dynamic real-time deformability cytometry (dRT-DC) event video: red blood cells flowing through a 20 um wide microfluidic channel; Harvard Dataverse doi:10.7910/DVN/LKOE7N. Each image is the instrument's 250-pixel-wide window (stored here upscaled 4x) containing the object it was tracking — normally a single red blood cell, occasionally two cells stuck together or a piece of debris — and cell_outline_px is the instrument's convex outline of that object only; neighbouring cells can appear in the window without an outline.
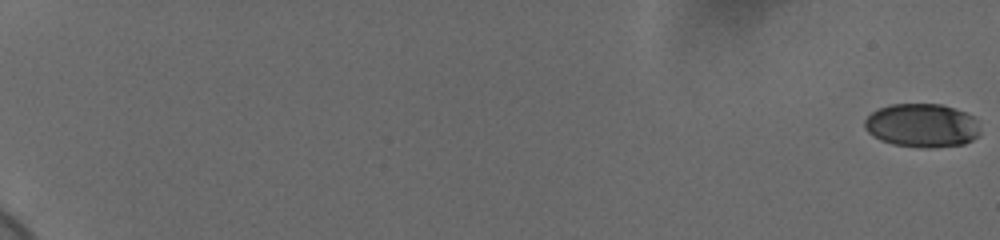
{"species": "human", "species_latin": "Homo sapiens", "temperature_condition": "cold", "stored_images_in_passage": 61, "camera_frame_rate_fps": 3000, "um_per_image_px": 0.085, "donor": {"sex": "female"}, "frame": {"image": 1, "passage_image": 1, "time_ms": 0.0, "image_size_px": [1000, 240], "cell_outline_px": [[980, 136], [964, 144], [932, 148], [924, 148], [892, 144], [880, 140], [872, 136], [864, 128], [864, 120], [872, 112], [880, 108], [892, 104], [940, 104], [976, 116], [980, 132]], "centroid_in_image_um": [78.39, 10.68], "position_along_channel_um": 6.6, "area_um2": 29.65}}
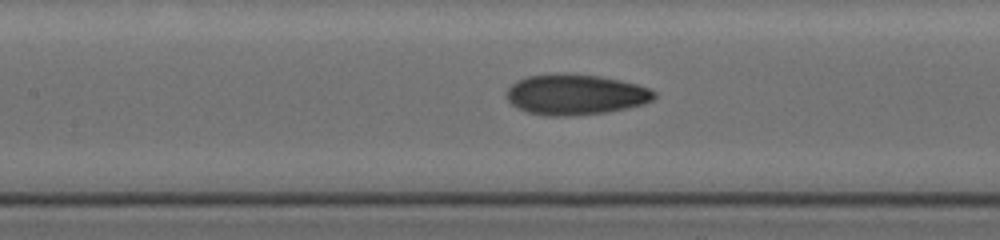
{"frame": {"image": 2, "passage_image": 33, "time_ms": 10.667, "image_size_px": [1000, 240], "cell_outline_px": [[656, 96], [652, 100], [644, 104], [604, 112], [568, 116], [548, 116], [528, 112], [512, 104], [508, 100], [508, 88], [516, 80], [528, 76], [564, 72], [600, 76], [620, 80], [636, 84], [648, 88], [656, 92]], "centroid_in_image_um": [48.92, 8.02], "position_along_channel_um": 158.5, "area_um2": 34.74}}
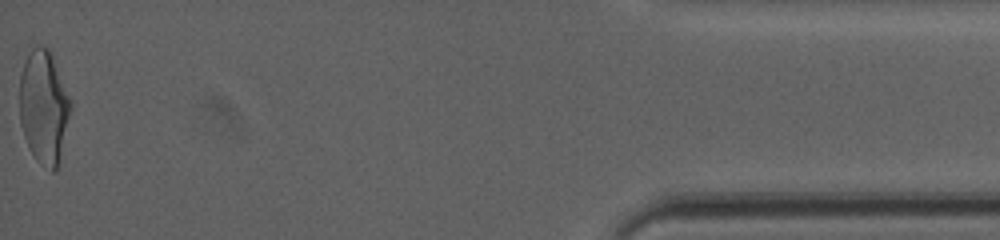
{"frame": {"image": 3, "passage_image": 61, "time_ms": 20.0, "image_size_px": [1000, 240], "cell_outline_px": [[72, 108], [56, 168], [52, 172], [40, 164], [36, 160], [24, 136], [20, 124], [20, 76], [24, 60], [32, 48], [36, 44], [48, 48], [52, 52], [72, 104]], "centroid_in_image_um": [3.72, 9.03], "position_along_channel_um": 431.5, "area_um2": 33.58}, "authors_computed_cell_mechanics": {"area_um2": 32.8304, "velocity_mm_per_s": 3.6799, "shape_relaxation_time_tau1_ms": 5.7542, "shape_relaxation_time_tau2_ms": 1.2542, "deformation_change_tau1": 0.2001, "deformation_change_tau2": 0.0645}}